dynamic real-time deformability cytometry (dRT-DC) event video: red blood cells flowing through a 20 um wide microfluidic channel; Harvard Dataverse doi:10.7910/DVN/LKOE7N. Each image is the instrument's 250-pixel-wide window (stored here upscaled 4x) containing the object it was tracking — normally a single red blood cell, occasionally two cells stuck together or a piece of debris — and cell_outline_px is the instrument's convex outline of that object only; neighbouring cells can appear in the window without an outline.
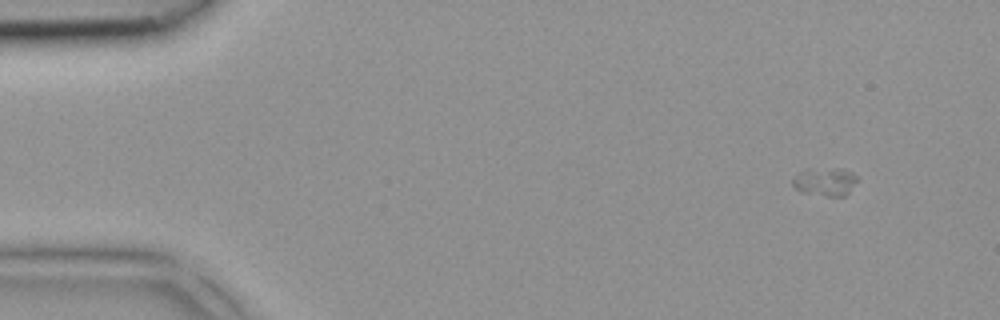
{"species": "common noctule bat (a hibernating species)", "species_latin": "Nyctalus noctula", "temperature_condition": "room temperature", "stored_images_in_passage": 40, "camera_frame_rate_fps": 3000, "um_per_image_px": 0.085, "animal": {"sex": "female", "body_mass_g": 18.4}, "frame": {"image": 1, "passage_image": 1, "time_ms": 0.0, "image_size_px": [1000, 320], "cell_outline_px": [[856, 180], [848, 192], [844, 196], [828, 196], [800, 192], [792, 184], [792, 180], [804, 168], [844, 168], [852, 172], [856, 176]], "centroid_in_image_um": [70.1, 15.42], "position_along_channel_um": 14.9, "area_um2": 10.64}}
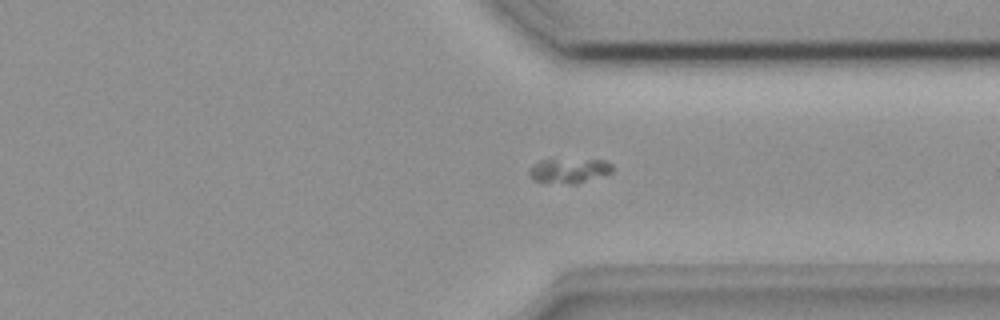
{"frame": {"image": 2, "passage_image": 30, "time_ms": 9.667, "image_size_px": [1000, 320], "cell_outline_px": [[612, 172], [576, 184], [568, 184], [532, 180], [528, 176], [528, 172], [532, 164], [540, 160], [604, 160], [612, 164]], "centroid_in_image_um": [48.32, 14.51], "position_along_channel_um": 363.1, "area_um2": 11.85}}
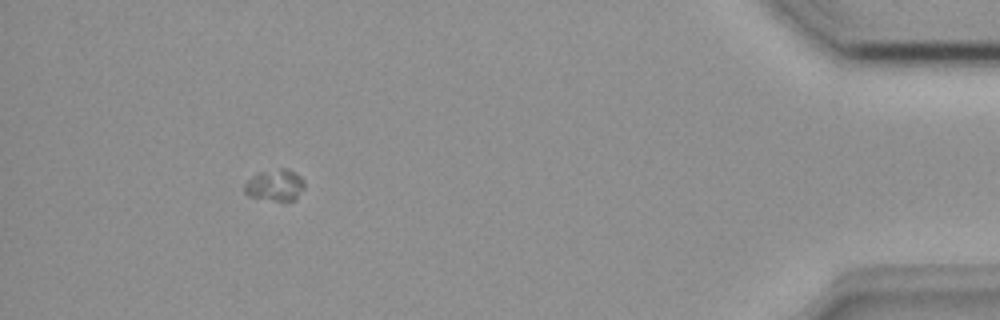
{"frame": {"image": 3, "passage_image": 37, "time_ms": 12.0, "image_size_px": [1000, 320], "cell_outline_px": [[304, 188], [292, 200], [284, 204], [248, 196], [244, 192], [244, 184], [252, 176], [260, 172], [280, 168], [288, 168], [296, 172], [304, 180]], "centroid_in_image_um": [23.37, 15.77], "position_along_channel_um": 411.8, "area_um2": 11.39}}